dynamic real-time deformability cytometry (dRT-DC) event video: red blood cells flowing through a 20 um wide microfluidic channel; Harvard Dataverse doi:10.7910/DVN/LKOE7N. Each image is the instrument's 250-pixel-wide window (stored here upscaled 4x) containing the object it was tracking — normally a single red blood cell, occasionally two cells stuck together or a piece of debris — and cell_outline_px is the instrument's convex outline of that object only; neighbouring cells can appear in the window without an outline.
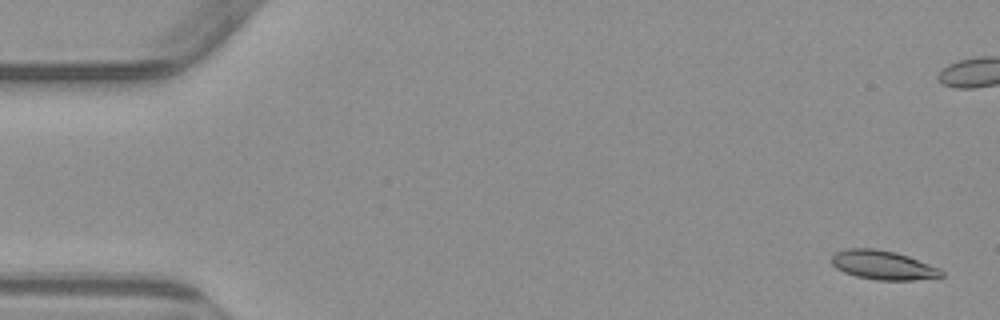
{"species": "common noctule bat (a hibernating species)", "species_latin": "Nyctalus noctula", "temperature_condition": "warm", "stored_images_in_passage": 9, "camera_frame_rate_fps": 3000, "um_per_image_px": 0.085, "animal": {"sex": "male", "body_mass_g": 23.1, "forearm_length_mm": 52.7}, "frame": {"image": 1, "passage_image": 1, "time_ms": 0.0, "image_size_px": [1000, 320], "cell_outline_px": [[944, 276], [912, 280], [876, 280], [856, 276], [844, 272], [836, 268], [832, 264], [832, 256], [836, 252], [844, 248], [872, 248], [896, 252], [908, 256], [940, 268], [944, 272]], "centroid_in_image_um": [75.05, 22.53], "position_along_channel_um": 10.0, "area_um2": 18.61}}
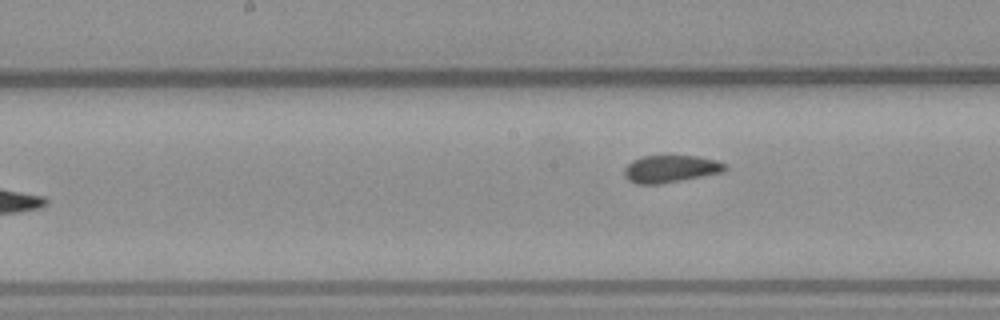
{"frame": {"image": 2, "passage_image": 9, "time_ms": 9.667, "image_size_px": [1000, 320], "cell_outline_px": [[728, 168], [724, 172], [660, 184], [636, 184], [628, 180], [624, 176], [624, 168], [632, 160], [644, 156], [696, 156], [716, 160], [728, 164]], "centroid_in_image_um": [57.01, 14.36], "position_along_channel_um": 191.2, "area_um2": 16.13}}